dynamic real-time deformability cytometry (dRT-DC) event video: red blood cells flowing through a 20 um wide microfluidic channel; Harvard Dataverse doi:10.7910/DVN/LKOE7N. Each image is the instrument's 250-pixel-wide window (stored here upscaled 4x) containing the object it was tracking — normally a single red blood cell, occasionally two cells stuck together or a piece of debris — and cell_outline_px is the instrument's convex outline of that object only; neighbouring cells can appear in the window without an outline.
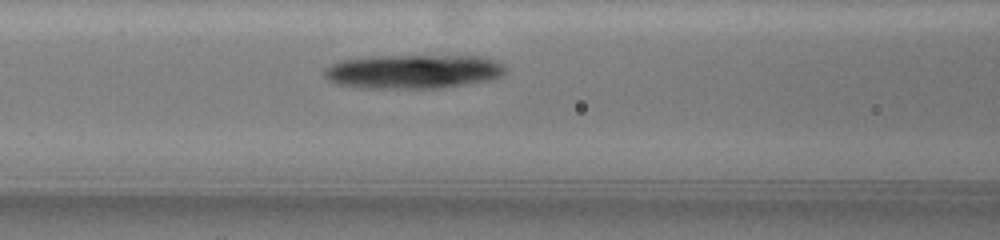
{"species": "common noctule bat (a hibernating species)", "species_latin": "Nyctalus noctula", "temperature_condition": "warm", "stored_images_in_passage": 8, "segment_of_instrument_passage": [1, 2], "camera_frame_rate_fps": 3000, "um_per_image_px": 0.085, "animal": {"sex": "female", "body_mass_g": 19.5, "forearm_length_mm": 54.1}, "frame": {"image": 1, "passage_image": 7, "time_ms": 5.333, "image_size_px": [1000, 240], "cell_outline_px": [[508, 68], [496, 80], [440, 88], [360, 88], [336, 84], [328, 80], [324, 76], [324, 68], [328, 64], [340, 60], [368, 56], [480, 56], [496, 60], [504, 64]], "centroid_in_image_um": [35.13, 6.08], "position_along_channel_um": 131.5, "area_um2": 36.65}}